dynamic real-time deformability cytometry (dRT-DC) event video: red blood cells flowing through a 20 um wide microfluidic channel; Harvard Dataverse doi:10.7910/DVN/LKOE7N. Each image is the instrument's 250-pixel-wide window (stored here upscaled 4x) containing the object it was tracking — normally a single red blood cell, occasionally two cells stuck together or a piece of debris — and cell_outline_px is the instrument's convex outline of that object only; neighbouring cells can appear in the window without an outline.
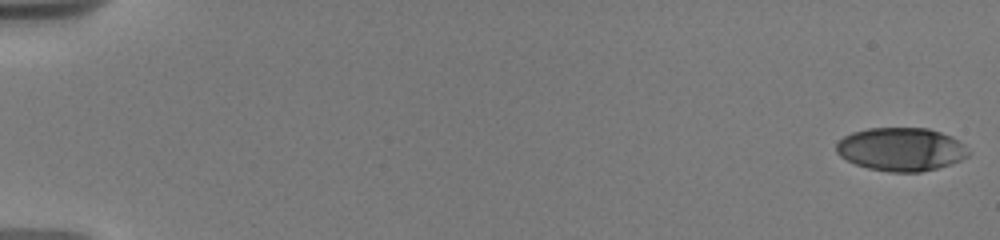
{"species": "human", "species_latin": "Homo sapiens", "temperature_condition": "warm", "stored_images_in_passage": 11, "camera_frame_rate_fps": 3000, "um_per_image_px": 0.085, "donor": {"sex": "male"}, "frame": {"image": 1, "passage_image": 1, "time_ms": 0.0, "image_size_px": [1000, 240], "cell_outline_px": [[972, 152], [968, 156], [952, 164], [920, 172], [888, 172], [868, 168], [856, 164], [840, 156], [836, 152], [836, 144], [844, 136], [852, 132], [868, 128], [928, 128], [952, 136], [964, 144]], "centroid_in_image_um": [76.62, 12.69], "position_along_channel_um": 8.4, "area_um2": 33.52}}
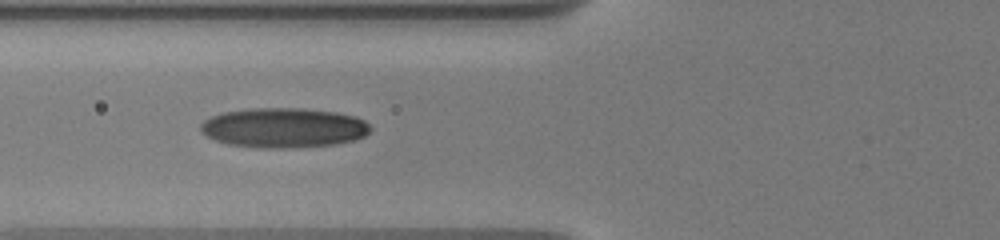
{"frame": {"image": 2, "passage_image": 10, "time_ms": 7.333, "image_size_px": [1000, 240], "cell_outline_px": [[372, 128], [364, 136], [352, 140], [332, 144], [292, 148], [256, 148], [228, 144], [216, 140], [200, 132], [200, 124], [204, 120], [212, 116], [224, 112], [252, 108], [304, 108], [336, 112], [356, 116], [364, 120]], "centroid_in_image_um": [24.1, 10.85], "position_along_channel_um": 101.7, "area_um2": 39.42}}
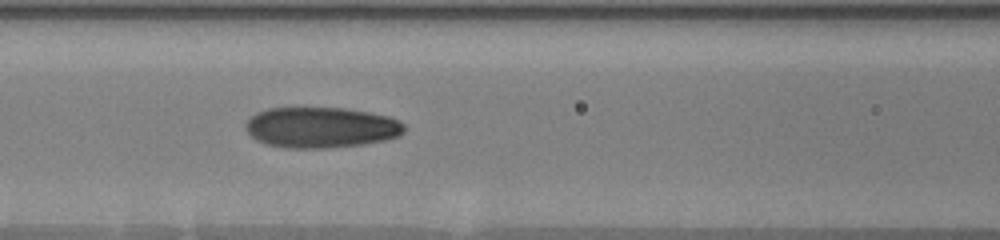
{"frame": {"image": 3, "passage_image": 11, "time_ms": 8.333, "image_size_px": [1000, 240], "cell_outline_px": [[404, 132], [400, 136], [384, 140], [364, 144], [328, 148], [288, 148], [268, 144], [256, 140], [244, 128], [244, 124], [256, 112], [268, 108], [344, 108], [368, 112], [388, 116], [404, 124]], "centroid_in_image_um": [27.28, 10.83], "position_along_channel_um": 139.3, "area_um2": 37.63}}